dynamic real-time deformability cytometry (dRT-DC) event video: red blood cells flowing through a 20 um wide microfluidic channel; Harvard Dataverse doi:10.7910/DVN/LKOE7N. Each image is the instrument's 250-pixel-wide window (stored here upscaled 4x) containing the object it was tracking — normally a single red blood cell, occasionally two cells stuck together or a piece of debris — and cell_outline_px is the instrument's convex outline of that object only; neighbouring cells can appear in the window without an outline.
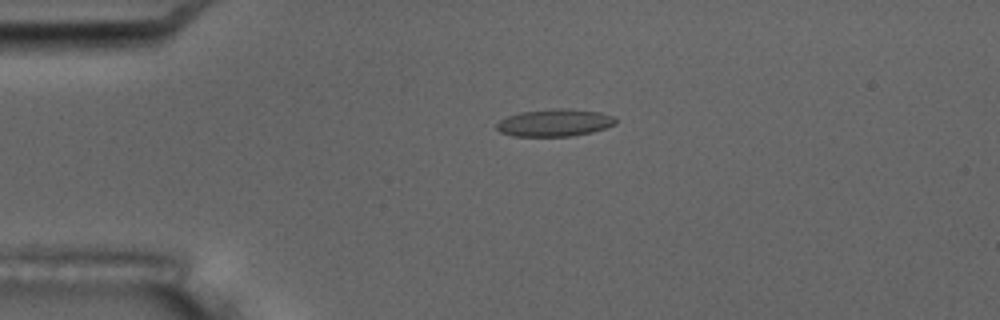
{"species": "common noctule bat (a hibernating species)", "species_latin": "Nyctalus noctula", "temperature_condition": "room temperature", "stored_images_in_passage": 4, "camera_frame_rate_fps": 3000, "um_per_image_px": 0.085, "animal": {"sex": "male", "body_mass_g": 17.5, "forearm_length_mm": 52.3}, "frame": {"image": 1, "passage_image": 3, "time_ms": 2.333, "image_size_px": [1000, 320], "cell_outline_px": [[616, 124], [592, 132], [572, 136], [512, 136], [500, 132], [496, 128], [496, 124], [500, 120], [508, 116], [520, 112], [556, 108], [568, 108], [600, 112], [616, 116]], "centroid_in_image_um": [47.16, 10.43], "position_along_channel_um": 37.8, "area_um2": 19.07}}